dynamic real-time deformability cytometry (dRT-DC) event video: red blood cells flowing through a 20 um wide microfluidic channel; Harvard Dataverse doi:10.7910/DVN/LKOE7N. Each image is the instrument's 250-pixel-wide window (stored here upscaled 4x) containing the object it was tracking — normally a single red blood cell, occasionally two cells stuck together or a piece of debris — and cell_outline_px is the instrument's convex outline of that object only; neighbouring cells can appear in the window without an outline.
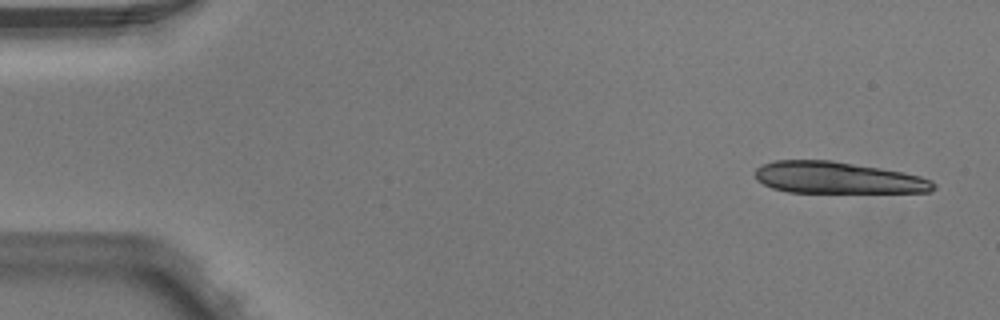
{"species": "Egyptian fruit bat (a non-hibernating species)", "species_latin": "Rousettus aegyptiacus", "temperature_condition": "warm", "stored_images_in_passage": 5, "camera_frame_rate_fps": 3000, "um_per_image_px": 0.085, "animal": {"sex": "male"}, "frame": {"image": 1, "passage_image": 1, "time_ms": 0.0, "image_size_px": [1000, 320], "cell_outline_px": [[936, 188], [932, 192], [788, 192], [772, 188], [756, 180], [756, 168], [760, 164], [776, 160], [832, 160], [904, 172], [920, 176], [932, 180], [936, 184]], "centroid_in_image_um": [71.21, 15.11], "position_along_channel_um": 13.8, "area_um2": 33.06}}